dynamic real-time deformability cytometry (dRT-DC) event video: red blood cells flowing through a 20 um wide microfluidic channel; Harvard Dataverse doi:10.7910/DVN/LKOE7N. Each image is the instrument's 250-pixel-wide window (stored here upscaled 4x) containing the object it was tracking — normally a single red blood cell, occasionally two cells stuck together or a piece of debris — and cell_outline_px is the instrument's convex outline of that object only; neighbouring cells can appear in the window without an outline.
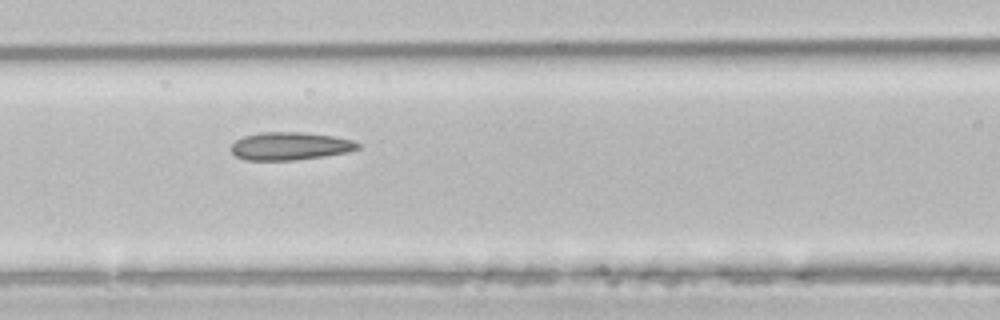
{"species": "common noctule bat (a hibernating species)", "species_latin": "Nyctalus noctula", "temperature_condition": "room temperature", "stored_images_in_passage": 7, "camera_frame_rate_fps": 3000, "um_per_image_px": 0.085, "animal": {"sex": "male", "body_mass_g": 21.5, "forearm_length_mm": 52.0}, "frame": {"image": 1, "passage_image": 6, "time_ms": 1.667, "image_size_px": [1000, 320], "cell_outline_px": [[360, 148], [348, 152], [324, 156], [296, 160], [244, 160], [236, 156], [232, 152], [232, 144], [236, 140], [244, 136], [260, 132], [304, 132], [332, 136], [352, 140], [360, 144]], "centroid_in_image_um": [24.66, 12.42], "position_along_channel_um": 141.9, "area_um2": 20.58}}
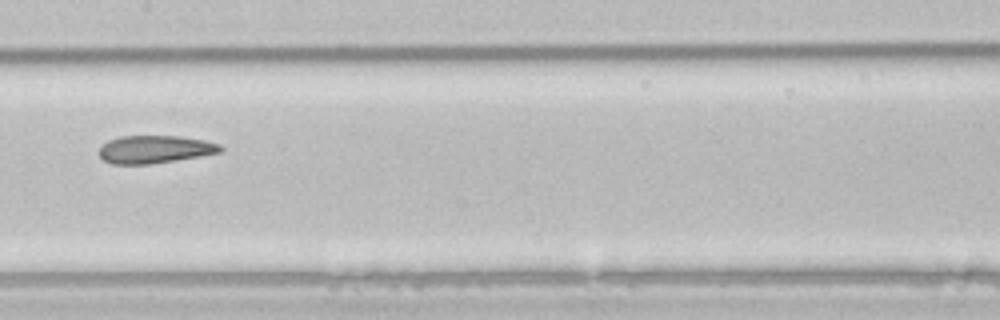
{"frame": {"image": 2, "passage_image": 7, "time_ms": 2.0, "image_size_px": [1000, 320], "cell_outline_px": [[224, 148], [220, 152], [200, 156], [176, 160], [148, 164], [112, 164], [104, 160], [100, 156], [100, 148], [108, 140], [120, 136], [180, 136], [204, 140], [220, 144]], "centroid_in_image_um": [13.17, 12.69], "position_along_channel_um": 194.2, "area_um2": 19.54}}